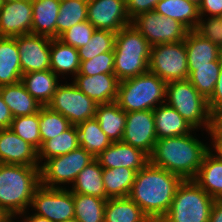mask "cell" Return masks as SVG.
Instances as JSON below:
<instances>
[{"label": "cell", "mask_w": 222, "mask_h": 222, "mask_svg": "<svg viewBox=\"0 0 222 222\" xmlns=\"http://www.w3.org/2000/svg\"><path fill=\"white\" fill-rule=\"evenodd\" d=\"M202 18L195 31L222 50V16H210L206 21Z\"/></svg>", "instance_id": "cell-43"}, {"label": "cell", "mask_w": 222, "mask_h": 222, "mask_svg": "<svg viewBox=\"0 0 222 222\" xmlns=\"http://www.w3.org/2000/svg\"><path fill=\"white\" fill-rule=\"evenodd\" d=\"M159 1L160 0H126V9L129 18L132 20L139 14L154 11Z\"/></svg>", "instance_id": "cell-44"}, {"label": "cell", "mask_w": 222, "mask_h": 222, "mask_svg": "<svg viewBox=\"0 0 222 222\" xmlns=\"http://www.w3.org/2000/svg\"><path fill=\"white\" fill-rule=\"evenodd\" d=\"M101 73H114V51L98 54L92 59L81 61L77 75L94 76Z\"/></svg>", "instance_id": "cell-42"}, {"label": "cell", "mask_w": 222, "mask_h": 222, "mask_svg": "<svg viewBox=\"0 0 222 222\" xmlns=\"http://www.w3.org/2000/svg\"><path fill=\"white\" fill-rule=\"evenodd\" d=\"M136 171L122 168H103L102 180L108 198L128 197L136 176Z\"/></svg>", "instance_id": "cell-32"}, {"label": "cell", "mask_w": 222, "mask_h": 222, "mask_svg": "<svg viewBox=\"0 0 222 222\" xmlns=\"http://www.w3.org/2000/svg\"><path fill=\"white\" fill-rule=\"evenodd\" d=\"M0 93L13 117L30 116L38 113L42 107L21 82L0 87Z\"/></svg>", "instance_id": "cell-26"}, {"label": "cell", "mask_w": 222, "mask_h": 222, "mask_svg": "<svg viewBox=\"0 0 222 222\" xmlns=\"http://www.w3.org/2000/svg\"><path fill=\"white\" fill-rule=\"evenodd\" d=\"M104 222H152L129 197L106 200Z\"/></svg>", "instance_id": "cell-29"}, {"label": "cell", "mask_w": 222, "mask_h": 222, "mask_svg": "<svg viewBox=\"0 0 222 222\" xmlns=\"http://www.w3.org/2000/svg\"><path fill=\"white\" fill-rule=\"evenodd\" d=\"M184 42L188 66L211 65V61H216L222 55L220 48L195 30L187 32Z\"/></svg>", "instance_id": "cell-25"}, {"label": "cell", "mask_w": 222, "mask_h": 222, "mask_svg": "<svg viewBox=\"0 0 222 222\" xmlns=\"http://www.w3.org/2000/svg\"><path fill=\"white\" fill-rule=\"evenodd\" d=\"M87 20L95 29L115 33L131 24L126 0H88Z\"/></svg>", "instance_id": "cell-14"}, {"label": "cell", "mask_w": 222, "mask_h": 222, "mask_svg": "<svg viewBox=\"0 0 222 222\" xmlns=\"http://www.w3.org/2000/svg\"><path fill=\"white\" fill-rule=\"evenodd\" d=\"M24 216H25V219H23L22 222H52L47 218H44V217H41V216H38L35 214L29 215L27 217H26V215H24ZM12 222H14V221H12Z\"/></svg>", "instance_id": "cell-51"}, {"label": "cell", "mask_w": 222, "mask_h": 222, "mask_svg": "<svg viewBox=\"0 0 222 222\" xmlns=\"http://www.w3.org/2000/svg\"><path fill=\"white\" fill-rule=\"evenodd\" d=\"M149 71L166 83L189 77L187 52L184 41L152 46Z\"/></svg>", "instance_id": "cell-9"}, {"label": "cell", "mask_w": 222, "mask_h": 222, "mask_svg": "<svg viewBox=\"0 0 222 222\" xmlns=\"http://www.w3.org/2000/svg\"><path fill=\"white\" fill-rule=\"evenodd\" d=\"M95 159L102 168L126 167L136 172L149 162V156L145 152L122 141L112 142Z\"/></svg>", "instance_id": "cell-17"}, {"label": "cell", "mask_w": 222, "mask_h": 222, "mask_svg": "<svg viewBox=\"0 0 222 222\" xmlns=\"http://www.w3.org/2000/svg\"><path fill=\"white\" fill-rule=\"evenodd\" d=\"M211 144L216 152L215 155L222 160V139H212Z\"/></svg>", "instance_id": "cell-50"}, {"label": "cell", "mask_w": 222, "mask_h": 222, "mask_svg": "<svg viewBox=\"0 0 222 222\" xmlns=\"http://www.w3.org/2000/svg\"><path fill=\"white\" fill-rule=\"evenodd\" d=\"M97 103L73 83L59 84L47 107L66 117L72 125L95 118Z\"/></svg>", "instance_id": "cell-10"}, {"label": "cell", "mask_w": 222, "mask_h": 222, "mask_svg": "<svg viewBox=\"0 0 222 222\" xmlns=\"http://www.w3.org/2000/svg\"><path fill=\"white\" fill-rule=\"evenodd\" d=\"M200 17L206 13L211 16H222V0H202L198 6Z\"/></svg>", "instance_id": "cell-45"}, {"label": "cell", "mask_w": 222, "mask_h": 222, "mask_svg": "<svg viewBox=\"0 0 222 222\" xmlns=\"http://www.w3.org/2000/svg\"><path fill=\"white\" fill-rule=\"evenodd\" d=\"M153 112L157 140L178 137L194 131V128L166 103L159 105Z\"/></svg>", "instance_id": "cell-20"}, {"label": "cell", "mask_w": 222, "mask_h": 222, "mask_svg": "<svg viewBox=\"0 0 222 222\" xmlns=\"http://www.w3.org/2000/svg\"><path fill=\"white\" fill-rule=\"evenodd\" d=\"M154 11L179 21L189 31L195 30L200 20L198 6L188 0H160Z\"/></svg>", "instance_id": "cell-28"}, {"label": "cell", "mask_w": 222, "mask_h": 222, "mask_svg": "<svg viewBox=\"0 0 222 222\" xmlns=\"http://www.w3.org/2000/svg\"><path fill=\"white\" fill-rule=\"evenodd\" d=\"M131 25L143 35L151 47L184 41L189 31L179 21L162 16L155 11L139 14L131 20Z\"/></svg>", "instance_id": "cell-11"}, {"label": "cell", "mask_w": 222, "mask_h": 222, "mask_svg": "<svg viewBox=\"0 0 222 222\" xmlns=\"http://www.w3.org/2000/svg\"><path fill=\"white\" fill-rule=\"evenodd\" d=\"M210 110L222 109V67L212 96L208 99Z\"/></svg>", "instance_id": "cell-47"}, {"label": "cell", "mask_w": 222, "mask_h": 222, "mask_svg": "<svg viewBox=\"0 0 222 222\" xmlns=\"http://www.w3.org/2000/svg\"><path fill=\"white\" fill-rule=\"evenodd\" d=\"M88 0H61L56 20V38L77 23L87 20Z\"/></svg>", "instance_id": "cell-36"}, {"label": "cell", "mask_w": 222, "mask_h": 222, "mask_svg": "<svg viewBox=\"0 0 222 222\" xmlns=\"http://www.w3.org/2000/svg\"><path fill=\"white\" fill-rule=\"evenodd\" d=\"M39 167L0 163V212L11 222L30 207L41 185Z\"/></svg>", "instance_id": "cell-3"}, {"label": "cell", "mask_w": 222, "mask_h": 222, "mask_svg": "<svg viewBox=\"0 0 222 222\" xmlns=\"http://www.w3.org/2000/svg\"><path fill=\"white\" fill-rule=\"evenodd\" d=\"M35 215L61 222L75 215L73 193L66 188H48L40 185L31 200Z\"/></svg>", "instance_id": "cell-12"}, {"label": "cell", "mask_w": 222, "mask_h": 222, "mask_svg": "<svg viewBox=\"0 0 222 222\" xmlns=\"http://www.w3.org/2000/svg\"><path fill=\"white\" fill-rule=\"evenodd\" d=\"M79 133V145L95 158L103 152L112 142L101 130L95 118L88 119L76 125Z\"/></svg>", "instance_id": "cell-34"}, {"label": "cell", "mask_w": 222, "mask_h": 222, "mask_svg": "<svg viewBox=\"0 0 222 222\" xmlns=\"http://www.w3.org/2000/svg\"><path fill=\"white\" fill-rule=\"evenodd\" d=\"M22 75L16 39L0 37V87L20 82Z\"/></svg>", "instance_id": "cell-24"}, {"label": "cell", "mask_w": 222, "mask_h": 222, "mask_svg": "<svg viewBox=\"0 0 222 222\" xmlns=\"http://www.w3.org/2000/svg\"><path fill=\"white\" fill-rule=\"evenodd\" d=\"M165 95L166 82L148 71L120 81L116 102L125 112L154 110L166 103Z\"/></svg>", "instance_id": "cell-5"}, {"label": "cell", "mask_w": 222, "mask_h": 222, "mask_svg": "<svg viewBox=\"0 0 222 222\" xmlns=\"http://www.w3.org/2000/svg\"><path fill=\"white\" fill-rule=\"evenodd\" d=\"M94 160L95 157L80 146L68 154L52 157L40 164V184L48 188H62L59 185L73 183L76 176Z\"/></svg>", "instance_id": "cell-8"}, {"label": "cell", "mask_w": 222, "mask_h": 222, "mask_svg": "<svg viewBox=\"0 0 222 222\" xmlns=\"http://www.w3.org/2000/svg\"><path fill=\"white\" fill-rule=\"evenodd\" d=\"M74 218L78 222H104L106 200L97 196L73 194Z\"/></svg>", "instance_id": "cell-37"}, {"label": "cell", "mask_w": 222, "mask_h": 222, "mask_svg": "<svg viewBox=\"0 0 222 222\" xmlns=\"http://www.w3.org/2000/svg\"><path fill=\"white\" fill-rule=\"evenodd\" d=\"M222 67V55L211 65L188 66V80L207 100L212 96Z\"/></svg>", "instance_id": "cell-33"}, {"label": "cell", "mask_w": 222, "mask_h": 222, "mask_svg": "<svg viewBox=\"0 0 222 222\" xmlns=\"http://www.w3.org/2000/svg\"><path fill=\"white\" fill-rule=\"evenodd\" d=\"M10 129L37 151L41 148L39 111L30 116L13 117Z\"/></svg>", "instance_id": "cell-40"}, {"label": "cell", "mask_w": 222, "mask_h": 222, "mask_svg": "<svg viewBox=\"0 0 222 222\" xmlns=\"http://www.w3.org/2000/svg\"><path fill=\"white\" fill-rule=\"evenodd\" d=\"M14 38L18 46L22 74L50 70L52 38L31 33Z\"/></svg>", "instance_id": "cell-15"}, {"label": "cell", "mask_w": 222, "mask_h": 222, "mask_svg": "<svg viewBox=\"0 0 222 222\" xmlns=\"http://www.w3.org/2000/svg\"><path fill=\"white\" fill-rule=\"evenodd\" d=\"M119 82L114 73H101L94 76L76 75L72 83L97 104H104L117 100Z\"/></svg>", "instance_id": "cell-19"}, {"label": "cell", "mask_w": 222, "mask_h": 222, "mask_svg": "<svg viewBox=\"0 0 222 222\" xmlns=\"http://www.w3.org/2000/svg\"><path fill=\"white\" fill-rule=\"evenodd\" d=\"M183 179L148 162L140 169L129 194L152 222H159L169 211Z\"/></svg>", "instance_id": "cell-1"}, {"label": "cell", "mask_w": 222, "mask_h": 222, "mask_svg": "<svg viewBox=\"0 0 222 222\" xmlns=\"http://www.w3.org/2000/svg\"><path fill=\"white\" fill-rule=\"evenodd\" d=\"M3 0H0V9H1V7L3 6Z\"/></svg>", "instance_id": "cell-56"}, {"label": "cell", "mask_w": 222, "mask_h": 222, "mask_svg": "<svg viewBox=\"0 0 222 222\" xmlns=\"http://www.w3.org/2000/svg\"><path fill=\"white\" fill-rule=\"evenodd\" d=\"M72 124L62 114L50 110L47 106L39 109V126L41 135V146L49 140L57 137Z\"/></svg>", "instance_id": "cell-39"}, {"label": "cell", "mask_w": 222, "mask_h": 222, "mask_svg": "<svg viewBox=\"0 0 222 222\" xmlns=\"http://www.w3.org/2000/svg\"><path fill=\"white\" fill-rule=\"evenodd\" d=\"M116 33L110 30L96 29L89 42L78 48L80 62L94 58L98 54L114 50Z\"/></svg>", "instance_id": "cell-38"}, {"label": "cell", "mask_w": 222, "mask_h": 222, "mask_svg": "<svg viewBox=\"0 0 222 222\" xmlns=\"http://www.w3.org/2000/svg\"><path fill=\"white\" fill-rule=\"evenodd\" d=\"M95 30V27L88 20H85L63 32L57 39L78 49L89 42Z\"/></svg>", "instance_id": "cell-41"}, {"label": "cell", "mask_w": 222, "mask_h": 222, "mask_svg": "<svg viewBox=\"0 0 222 222\" xmlns=\"http://www.w3.org/2000/svg\"><path fill=\"white\" fill-rule=\"evenodd\" d=\"M0 163L40 166L38 151L10 128L0 129Z\"/></svg>", "instance_id": "cell-18"}, {"label": "cell", "mask_w": 222, "mask_h": 222, "mask_svg": "<svg viewBox=\"0 0 222 222\" xmlns=\"http://www.w3.org/2000/svg\"><path fill=\"white\" fill-rule=\"evenodd\" d=\"M209 222H222V200H215L213 203Z\"/></svg>", "instance_id": "cell-49"}, {"label": "cell", "mask_w": 222, "mask_h": 222, "mask_svg": "<svg viewBox=\"0 0 222 222\" xmlns=\"http://www.w3.org/2000/svg\"><path fill=\"white\" fill-rule=\"evenodd\" d=\"M211 123L209 134L211 139H222V109L210 110Z\"/></svg>", "instance_id": "cell-46"}, {"label": "cell", "mask_w": 222, "mask_h": 222, "mask_svg": "<svg viewBox=\"0 0 222 222\" xmlns=\"http://www.w3.org/2000/svg\"><path fill=\"white\" fill-rule=\"evenodd\" d=\"M32 19L31 0L4 2L0 9V37L30 34Z\"/></svg>", "instance_id": "cell-16"}, {"label": "cell", "mask_w": 222, "mask_h": 222, "mask_svg": "<svg viewBox=\"0 0 222 222\" xmlns=\"http://www.w3.org/2000/svg\"><path fill=\"white\" fill-rule=\"evenodd\" d=\"M11 1H18V0H3V2H11Z\"/></svg>", "instance_id": "cell-55"}, {"label": "cell", "mask_w": 222, "mask_h": 222, "mask_svg": "<svg viewBox=\"0 0 222 222\" xmlns=\"http://www.w3.org/2000/svg\"><path fill=\"white\" fill-rule=\"evenodd\" d=\"M78 50L62 43L59 39H51L50 70L57 76L67 73L76 76L80 70Z\"/></svg>", "instance_id": "cell-30"}, {"label": "cell", "mask_w": 222, "mask_h": 222, "mask_svg": "<svg viewBox=\"0 0 222 222\" xmlns=\"http://www.w3.org/2000/svg\"><path fill=\"white\" fill-rule=\"evenodd\" d=\"M13 116L0 93V129L10 128Z\"/></svg>", "instance_id": "cell-48"}, {"label": "cell", "mask_w": 222, "mask_h": 222, "mask_svg": "<svg viewBox=\"0 0 222 222\" xmlns=\"http://www.w3.org/2000/svg\"><path fill=\"white\" fill-rule=\"evenodd\" d=\"M215 202L195 181L183 180L170 209L159 222H209Z\"/></svg>", "instance_id": "cell-6"}, {"label": "cell", "mask_w": 222, "mask_h": 222, "mask_svg": "<svg viewBox=\"0 0 222 222\" xmlns=\"http://www.w3.org/2000/svg\"><path fill=\"white\" fill-rule=\"evenodd\" d=\"M95 119L111 142L122 141L126 124V112L120 108L116 101L98 104Z\"/></svg>", "instance_id": "cell-27"}, {"label": "cell", "mask_w": 222, "mask_h": 222, "mask_svg": "<svg viewBox=\"0 0 222 222\" xmlns=\"http://www.w3.org/2000/svg\"><path fill=\"white\" fill-rule=\"evenodd\" d=\"M102 175L103 168L95 159L76 176L70 191L73 194L92 195L107 200L109 198L105 193Z\"/></svg>", "instance_id": "cell-31"}, {"label": "cell", "mask_w": 222, "mask_h": 222, "mask_svg": "<svg viewBox=\"0 0 222 222\" xmlns=\"http://www.w3.org/2000/svg\"><path fill=\"white\" fill-rule=\"evenodd\" d=\"M79 133L76 125H71L63 133L45 141L38 150V162L48 160L52 157L68 154L78 148ZM42 159V160H41Z\"/></svg>", "instance_id": "cell-35"}, {"label": "cell", "mask_w": 222, "mask_h": 222, "mask_svg": "<svg viewBox=\"0 0 222 222\" xmlns=\"http://www.w3.org/2000/svg\"><path fill=\"white\" fill-rule=\"evenodd\" d=\"M61 222H78L74 217Z\"/></svg>", "instance_id": "cell-53"}, {"label": "cell", "mask_w": 222, "mask_h": 222, "mask_svg": "<svg viewBox=\"0 0 222 222\" xmlns=\"http://www.w3.org/2000/svg\"><path fill=\"white\" fill-rule=\"evenodd\" d=\"M210 149L212 148L190 133L158 139L149 156V162L180 176L183 180H193Z\"/></svg>", "instance_id": "cell-2"}, {"label": "cell", "mask_w": 222, "mask_h": 222, "mask_svg": "<svg viewBox=\"0 0 222 222\" xmlns=\"http://www.w3.org/2000/svg\"><path fill=\"white\" fill-rule=\"evenodd\" d=\"M61 0H31L33 19L31 34L56 38V20Z\"/></svg>", "instance_id": "cell-21"}, {"label": "cell", "mask_w": 222, "mask_h": 222, "mask_svg": "<svg viewBox=\"0 0 222 222\" xmlns=\"http://www.w3.org/2000/svg\"><path fill=\"white\" fill-rule=\"evenodd\" d=\"M212 152L205 155L193 181L213 199L222 200V160Z\"/></svg>", "instance_id": "cell-23"}, {"label": "cell", "mask_w": 222, "mask_h": 222, "mask_svg": "<svg viewBox=\"0 0 222 222\" xmlns=\"http://www.w3.org/2000/svg\"><path fill=\"white\" fill-rule=\"evenodd\" d=\"M165 98L166 104L174 108L194 129L205 126L209 132L211 112L208 100L188 79L166 83Z\"/></svg>", "instance_id": "cell-7"}, {"label": "cell", "mask_w": 222, "mask_h": 222, "mask_svg": "<svg viewBox=\"0 0 222 222\" xmlns=\"http://www.w3.org/2000/svg\"><path fill=\"white\" fill-rule=\"evenodd\" d=\"M0 222H11V221L0 212Z\"/></svg>", "instance_id": "cell-52"}, {"label": "cell", "mask_w": 222, "mask_h": 222, "mask_svg": "<svg viewBox=\"0 0 222 222\" xmlns=\"http://www.w3.org/2000/svg\"><path fill=\"white\" fill-rule=\"evenodd\" d=\"M191 1L193 3H195L197 6H199V4L201 3L202 0H188Z\"/></svg>", "instance_id": "cell-54"}, {"label": "cell", "mask_w": 222, "mask_h": 222, "mask_svg": "<svg viewBox=\"0 0 222 222\" xmlns=\"http://www.w3.org/2000/svg\"><path fill=\"white\" fill-rule=\"evenodd\" d=\"M151 46L131 24L116 33L114 46V74L119 81L149 71Z\"/></svg>", "instance_id": "cell-4"}, {"label": "cell", "mask_w": 222, "mask_h": 222, "mask_svg": "<svg viewBox=\"0 0 222 222\" xmlns=\"http://www.w3.org/2000/svg\"><path fill=\"white\" fill-rule=\"evenodd\" d=\"M157 141L153 110L126 112L122 142L141 149L148 156Z\"/></svg>", "instance_id": "cell-13"}, {"label": "cell", "mask_w": 222, "mask_h": 222, "mask_svg": "<svg viewBox=\"0 0 222 222\" xmlns=\"http://www.w3.org/2000/svg\"><path fill=\"white\" fill-rule=\"evenodd\" d=\"M58 78L52 70L34 71L23 74L20 82L41 106H47L59 85Z\"/></svg>", "instance_id": "cell-22"}]
</instances>
